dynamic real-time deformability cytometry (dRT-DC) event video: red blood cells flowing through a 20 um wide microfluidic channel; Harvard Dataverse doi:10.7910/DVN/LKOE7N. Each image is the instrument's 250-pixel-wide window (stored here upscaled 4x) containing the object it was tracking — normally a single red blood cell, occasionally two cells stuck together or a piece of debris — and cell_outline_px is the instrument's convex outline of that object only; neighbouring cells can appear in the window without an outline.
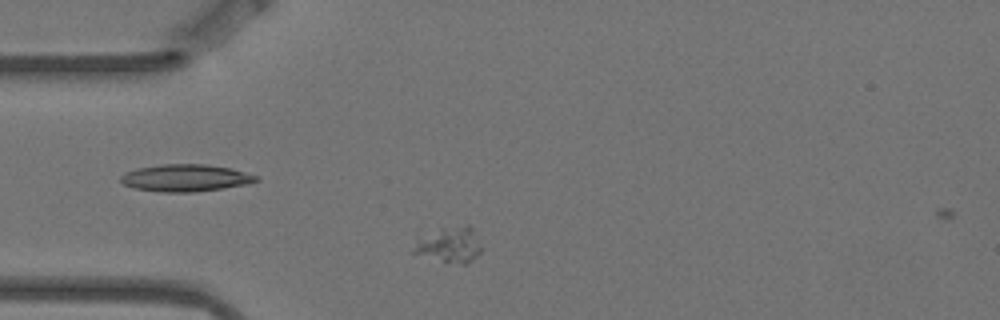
{"species": "Egyptian fruit bat (a non-hibernating species)", "species_latin": "Rousettus aegyptiacus", "temperature_condition": "warm", "stored_images_in_passage": 3, "camera_frame_rate_fps": 3000, "um_per_image_px": 0.085, "animal": {"sex": "female"}, "frame": {"image": 1, "passage_image": 2, "time_ms": 0.333, "image_size_px": [1000, 320], "cell_outline_px": [[484, 248], [472, 260], [464, 264], [444, 260], [412, 252], [416, 232], [440, 228], [468, 224], [472, 228]], "centroid_in_image_um": [38.15, 20.72], "position_along_channel_um": 46.9, "area_um2": 14.45}}